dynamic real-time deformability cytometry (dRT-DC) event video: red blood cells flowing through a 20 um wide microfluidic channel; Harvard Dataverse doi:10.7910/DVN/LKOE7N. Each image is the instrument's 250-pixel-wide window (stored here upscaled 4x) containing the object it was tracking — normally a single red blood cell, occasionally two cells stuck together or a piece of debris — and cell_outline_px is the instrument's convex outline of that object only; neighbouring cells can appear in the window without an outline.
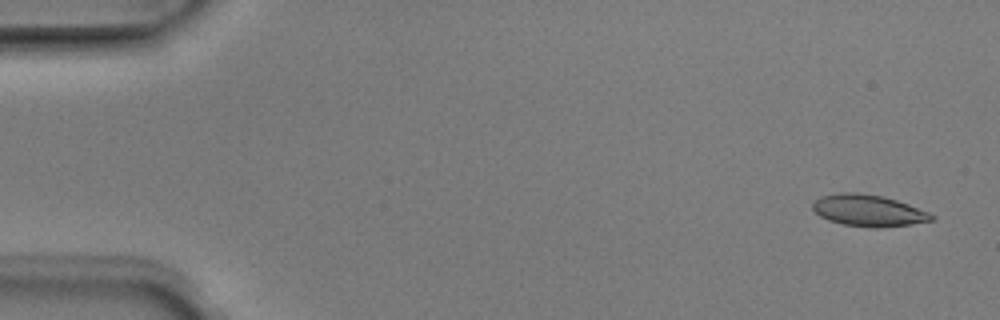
{"species": "Egyptian fruit bat (a non-hibernating species)", "species_latin": "Rousettus aegyptiacus", "temperature_condition": "room temperature", "stored_images_in_passage": 8, "camera_frame_rate_fps": 3000, "um_per_image_px": 0.085, "animal": {"sex": "male"}, "frame": {"image": 1, "passage_image": 1, "time_ms": 0.0, "image_size_px": [1000, 320], "cell_outline_px": [[936, 216], [932, 220], [908, 224], [876, 228], [872, 228], [844, 224], [828, 220], [820, 216], [812, 208], [812, 204], [820, 196], [840, 192], [856, 192], [884, 196], [908, 204], [928, 212]], "centroid_in_image_um": [73.78, 17.88], "position_along_channel_um": 11.2, "area_um2": 21.73}}
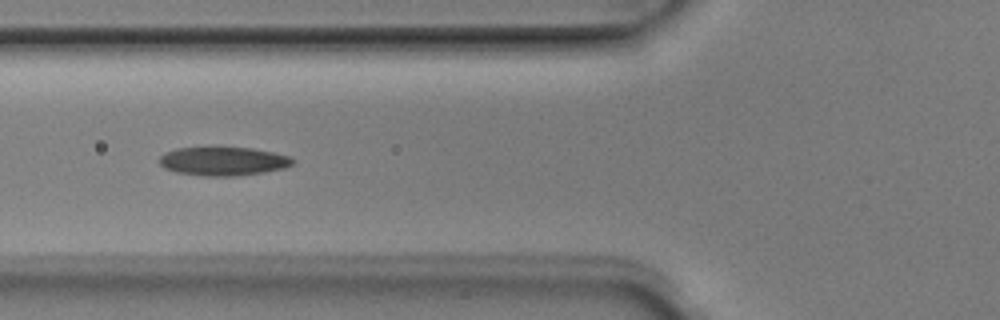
{"frame": {"image": 2, "passage_image": 5, "time_ms": 1.333, "image_size_px": [1000, 320], "cell_outline_px": [[296, 160], [292, 164], [284, 168], [264, 172], [236, 176], [204, 176], [176, 172], [164, 168], [160, 164], [160, 156], [176, 148], [252, 148], [292, 156]], "centroid_in_image_um": [19.02, 13.71], "position_along_channel_um": 106.8, "area_um2": 22.14}}
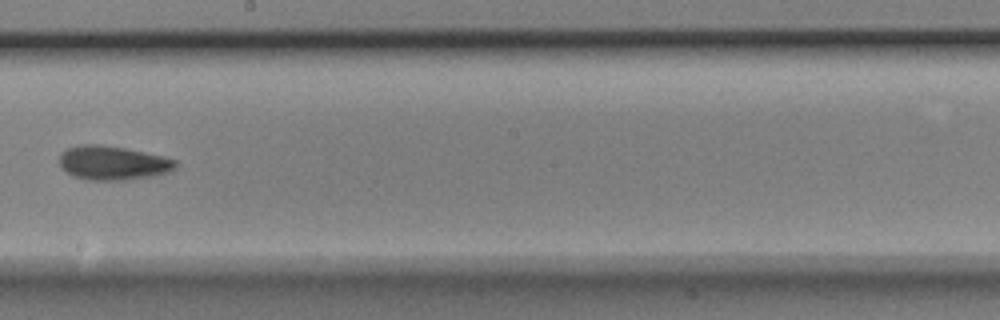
{"frame": {"image": 3, "passage_image": 8, "time_ms": 2.333, "image_size_px": [1000, 320], "cell_outline_px": [[176, 168], [172, 172], [156, 176], [124, 180], [88, 180], [72, 176], [60, 168], [60, 152], [68, 148], [80, 144], [100, 144], [124, 148], [164, 156], [176, 160]], "centroid_in_image_um": [9.6, 13.86], "position_along_channel_um": 238.6, "area_um2": 23.41}}